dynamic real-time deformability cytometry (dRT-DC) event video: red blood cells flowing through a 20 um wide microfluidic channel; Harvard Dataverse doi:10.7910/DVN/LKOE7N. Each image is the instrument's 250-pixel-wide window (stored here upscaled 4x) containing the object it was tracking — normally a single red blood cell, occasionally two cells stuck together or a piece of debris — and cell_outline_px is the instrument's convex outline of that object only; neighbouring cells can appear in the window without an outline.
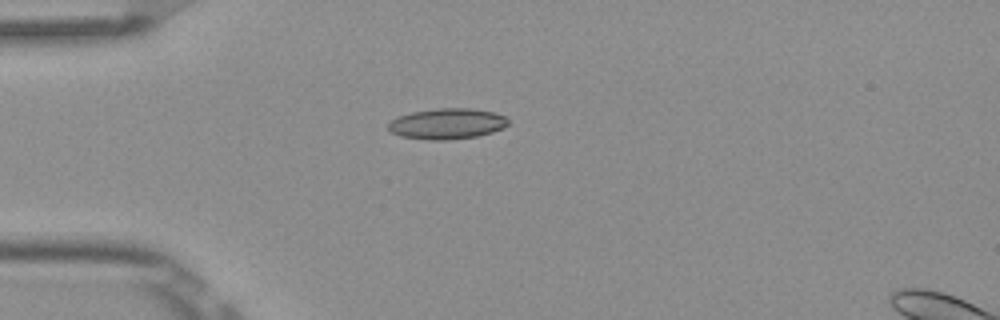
{"species": "Egyptian fruit bat (a non-hibernating species)", "species_latin": "Rousettus aegyptiacus", "temperature_condition": "room temperature", "stored_images_in_passage": 4, "camera_frame_rate_fps": 3000, "um_per_image_px": 0.085, "frame": {"image": 1, "passage_image": 4, "time_ms": 1.0, "image_size_px": [1000, 320], "cell_outline_px": [[508, 124], [504, 128], [492, 132], [476, 136], [444, 140], [432, 140], [400, 136], [392, 132], [388, 128], [388, 124], [392, 120], [400, 116], [412, 112], [436, 108], [472, 108], [492, 112], [504, 116], [508, 120]], "centroid_in_image_um": [38.01, 10.51], "position_along_channel_um": 47.0, "area_um2": 21.27}}